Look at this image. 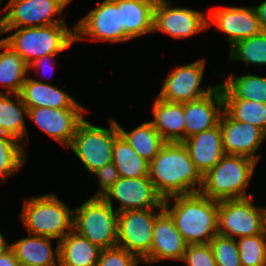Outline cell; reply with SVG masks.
Instances as JSON below:
<instances>
[{
	"label": "cell",
	"instance_id": "cell-1",
	"mask_svg": "<svg viewBox=\"0 0 266 266\" xmlns=\"http://www.w3.org/2000/svg\"><path fill=\"white\" fill-rule=\"evenodd\" d=\"M149 178L163 199L197 193L202 185V175L182 142H166L161 147L149 162Z\"/></svg>",
	"mask_w": 266,
	"mask_h": 266
},
{
	"label": "cell",
	"instance_id": "cell-2",
	"mask_svg": "<svg viewBox=\"0 0 266 266\" xmlns=\"http://www.w3.org/2000/svg\"><path fill=\"white\" fill-rule=\"evenodd\" d=\"M163 206L188 245L207 244L218 234V201L197 192L165 198Z\"/></svg>",
	"mask_w": 266,
	"mask_h": 266
},
{
	"label": "cell",
	"instance_id": "cell-3",
	"mask_svg": "<svg viewBox=\"0 0 266 266\" xmlns=\"http://www.w3.org/2000/svg\"><path fill=\"white\" fill-rule=\"evenodd\" d=\"M256 164V161L246 156L225 154L202 176L199 192L216 201L250 197L246 188Z\"/></svg>",
	"mask_w": 266,
	"mask_h": 266
},
{
	"label": "cell",
	"instance_id": "cell-4",
	"mask_svg": "<svg viewBox=\"0 0 266 266\" xmlns=\"http://www.w3.org/2000/svg\"><path fill=\"white\" fill-rule=\"evenodd\" d=\"M73 210L55 194L26 199L20 219L29 234L60 241L73 229Z\"/></svg>",
	"mask_w": 266,
	"mask_h": 266
},
{
	"label": "cell",
	"instance_id": "cell-5",
	"mask_svg": "<svg viewBox=\"0 0 266 266\" xmlns=\"http://www.w3.org/2000/svg\"><path fill=\"white\" fill-rule=\"evenodd\" d=\"M1 38L29 65L35 59L48 54H59L75 42V27L54 24L39 27L16 28Z\"/></svg>",
	"mask_w": 266,
	"mask_h": 266
},
{
	"label": "cell",
	"instance_id": "cell-6",
	"mask_svg": "<svg viewBox=\"0 0 266 266\" xmlns=\"http://www.w3.org/2000/svg\"><path fill=\"white\" fill-rule=\"evenodd\" d=\"M118 212L102 197H90L73 210V230L100 249L117 246Z\"/></svg>",
	"mask_w": 266,
	"mask_h": 266
},
{
	"label": "cell",
	"instance_id": "cell-7",
	"mask_svg": "<svg viewBox=\"0 0 266 266\" xmlns=\"http://www.w3.org/2000/svg\"><path fill=\"white\" fill-rule=\"evenodd\" d=\"M120 134L117 121L111 118L110 128L91 124L84 119L70 145L89 173L112 163L115 138Z\"/></svg>",
	"mask_w": 266,
	"mask_h": 266
},
{
	"label": "cell",
	"instance_id": "cell-8",
	"mask_svg": "<svg viewBox=\"0 0 266 266\" xmlns=\"http://www.w3.org/2000/svg\"><path fill=\"white\" fill-rule=\"evenodd\" d=\"M73 0H9L0 19V35L16 28L39 27L66 24L61 15L67 4ZM7 12V13H6Z\"/></svg>",
	"mask_w": 266,
	"mask_h": 266
},
{
	"label": "cell",
	"instance_id": "cell-9",
	"mask_svg": "<svg viewBox=\"0 0 266 266\" xmlns=\"http://www.w3.org/2000/svg\"><path fill=\"white\" fill-rule=\"evenodd\" d=\"M250 197L218 201V234L235 238L261 234L265 207L255 206ZM235 236V237H234Z\"/></svg>",
	"mask_w": 266,
	"mask_h": 266
},
{
	"label": "cell",
	"instance_id": "cell-10",
	"mask_svg": "<svg viewBox=\"0 0 266 266\" xmlns=\"http://www.w3.org/2000/svg\"><path fill=\"white\" fill-rule=\"evenodd\" d=\"M154 209L128 210L118 213L117 246L142 261L150 252L157 215Z\"/></svg>",
	"mask_w": 266,
	"mask_h": 266
},
{
	"label": "cell",
	"instance_id": "cell-11",
	"mask_svg": "<svg viewBox=\"0 0 266 266\" xmlns=\"http://www.w3.org/2000/svg\"><path fill=\"white\" fill-rule=\"evenodd\" d=\"M74 27L75 42L86 40L87 36L89 41L116 43L130 40L121 27V8L117 7V0H104Z\"/></svg>",
	"mask_w": 266,
	"mask_h": 266
},
{
	"label": "cell",
	"instance_id": "cell-12",
	"mask_svg": "<svg viewBox=\"0 0 266 266\" xmlns=\"http://www.w3.org/2000/svg\"><path fill=\"white\" fill-rule=\"evenodd\" d=\"M102 198L113 207L112 198L120 201L115 210L164 209L163 197L156 191L149 176L138 178L120 177Z\"/></svg>",
	"mask_w": 266,
	"mask_h": 266
},
{
	"label": "cell",
	"instance_id": "cell-13",
	"mask_svg": "<svg viewBox=\"0 0 266 266\" xmlns=\"http://www.w3.org/2000/svg\"><path fill=\"white\" fill-rule=\"evenodd\" d=\"M168 0H157L153 10V32L159 31L181 39L208 28V18L202 12L172 7Z\"/></svg>",
	"mask_w": 266,
	"mask_h": 266
},
{
	"label": "cell",
	"instance_id": "cell-14",
	"mask_svg": "<svg viewBox=\"0 0 266 266\" xmlns=\"http://www.w3.org/2000/svg\"><path fill=\"white\" fill-rule=\"evenodd\" d=\"M204 67L205 59L176 67L167 75L157 98L167 102L187 103L208 95L216 86L200 88Z\"/></svg>",
	"mask_w": 266,
	"mask_h": 266
},
{
	"label": "cell",
	"instance_id": "cell-15",
	"mask_svg": "<svg viewBox=\"0 0 266 266\" xmlns=\"http://www.w3.org/2000/svg\"><path fill=\"white\" fill-rule=\"evenodd\" d=\"M224 154L241 155L258 162L256 152L266 134L258 127L234 120L225 110L219 119Z\"/></svg>",
	"mask_w": 266,
	"mask_h": 266
},
{
	"label": "cell",
	"instance_id": "cell-16",
	"mask_svg": "<svg viewBox=\"0 0 266 266\" xmlns=\"http://www.w3.org/2000/svg\"><path fill=\"white\" fill-rule=\"evenodd\" d=\"M86 111V108L37 107L28 109L27 116L48 136L69 146Z\"/></svg>",
	"mask_w": 266,
	"mask_h": 266
},
{
	"label": "cell",
	"instance_id": "cell-17",
	"mask_svg": "<svg viewBox=\"0 0 266 266\" xmlns=\"http://www.w3.org/2000/svg\"><path fill=\"white\" fill-rule=\"evenodd\" d=\"M209 18L208 28L214 23L216 29L227 35L230 47L263 31L253 7L214 8L211 9Z\"/></svg>",
	"mask_w": 266,
	"mask_h": 266
},
{
	"label": "cell",
	"instance_id": "cell-18",
	"mask_svg": "<svg viewBox=\"0 0 266 266\" xmlns=\"http://www.w3.org/2000/svg\"><path fill=\"white\" fill-rule=\"evenodd\" d=\"M187 245L173 218L165 209H160L154 224L151 250L141 262L152 264L164 259L181 261Z\"/></svg>",
	"mask_w": 266,
	"mask_h": 266
},
{
	"label": "cell",
	"instance_id": "cell-19",
	"mask_svg": "<svg viewBox=\"0 0 266 266\" xmlns=\"http://www.w3.org/2000/svg\"><path fill=\"white\" fill-rule=\"evenodd\" d=\"M224 111L221 86L195 101L184 103L185 139L215 127Z\"/></svg>",
	"mask_w": 266,
	"mask_h": 266
},
{
	"label": "cell",
	"instance_id": "cell-20",
	"mask_svg": "<svg viewBox=\"0 0 266 266\" xmlns=\"http://www.w3.org/2000/svg\"><path fill=\"white\" fill-rule=\"evenodd\" d=\"M182 143L202 176L225 155L219 123L215 127L185 139Z\"/></svg>",
	"mask_w": 266,
	"mask_h": 266
},
{
	"label": "cell",
	"instance_id": "cell-21",
	"mask_svg": "<svg viewBox=\"0 0 266 266\" xmlns=\"http://www.w3.org/2000/svg\"><path fill=\"white\" fill-rule=\"evenodd\" d=\"M19 95L28 109L37 107L84 108L63 90L28 76Z\"/></svg>",
	"mask_w": 266,
	"mask_h": 266
},
{
	"label": "cell",
	"instance_id": "cell-22",
	"mask_svg": "<svg viewBox=\"0 0 266 266\" xmlns=\"http://www.w3.org/2000/svg\"><path fill=\"white\" fill-rule=\"evenodd\" d=\"M10 244L20 265L30 266H59V241L55 250L52 249L53 238L28 234Z\"/></svg>",
	"mask_w": 266,
	"mask_h": 266
},
{
	"label": "cell",
	"instance_id": "cell-23",
	"mask_svg": "<svg viewBox=\"0 0 266 266\" xmlns=\"http://www.w3.org/2000/svg\"><path fill=\"white\" fill-rule=\"evenodd\" d=\"M154 120L149 121L165 142L185 140L184 103L167 102L156 97Z\"/></svg>",
	"mask_w": 266,
	"mask_h": 266
},
{
	"label": "cell",
	"instance_id": "cell-24",
	"mask_svg": "<svg viewBox=\"0 0 266 266\" xmlns=\"http://www.w3.org/2000/svg\"><path fill=\"white\" fill-rule=\"evenodd\" d=\"M157 0H117L121 27L131 40L153 32V10Z\"/></svg>",
	"mask_w": 266,
	"mask_h": 266
},
{
	"label": "cell",
	"instance_id": "cell-25",
	"mask_svg": "<svg viewBox=\"0 0 266 266\" xmlns=\"http://www.w3.org/2000/svg\"><path fill=\"white\" fill-rule=\"evenodd\" d=\"M101 249L71 230L59 241V266H96Z\"/></svg>",
	"mask_w": 266,
	"mask_h": 266
},
{
	"label": "cell",
	"instance_id": "cell-26",
	"mask_svg": "<svg viewBox=\"0 0 266 266\" xmlns=\"http://www.w3.org/2000/svg\"><path fill=\"white\" fill-rule=\"evenodd\" d=\"M223 99H244L266 104V77L229 75L220 83Z\"/></svg>",
	"mask_w": 266,
	"mask_h": 266
},
{
	"label": "cell",
	"instance_id": "cell-27",
	"mask_svg": "<svg viewBox=\"0 0 266 266\" xmlns=\"http://www.w3.org/2000/svg\"><path fill=\"white\" fill-rule=\"evenodd\" d=\"M0 84L7 89L0 93L19 94L26 80L29 65L7 43L0 39Z\"/></svg>",
	"mask_w": 266,
	"mask_h": 266
},
{
	"label": "cell",
	"instance_id": "cell-28",
	"mask_svg": "<svg viewBox=\"0 0 266 266\" xmlns=\"http://www.w3.org/2000/svg\"><path fill=\"white\" fill-rule=\"evenodd\" d=\"M9 95H14L17 102L9 98ZM24 114H28V108L22 102L19 94L0 93V134L25 142L24 137L28 135Z\"/></svg>",
	"mask_w": 266,
	"mask_h": 266
},
{
	"label": "cell",
	"instance_id": "cell-29",
	"mask_svg": "<svg viewBox=\"0 0 266 266\" xmlns=\"http://www.w3.org/2000/svg\"><path fill=\"white\" fill-rule=\"evenodd\" d=\"M118 124L119 132L133 150L147 162H150L166 143L150 122H144L132 131H125Z\"/></svg>",
	"mask_w": 266,
	"mask_h": 266
},
{
	"label": "cell",
	"instance_id": "cell-30",
	"mask_svg": "<svg viewBox=\"0 0 266 266\" xmlns=\"http://www.w3.org/2000/svg\"><path fill=\"white\" fill-rule=\"evenodd\" d=\"M112 162L116 166L120 177L149 176V162L140 157L121 134L115 138Z\"/></svg>",
	"mask_w": 266,
	"mask_h": 266
},
{
	"label": "cell",
	"instance_id": "cell-31",
	"mask_svg": "<svg viewBox=\"0 0 266 266\" xmlns=\"http://www.w3.org/2000/svg\"><path fill=\"white\" fill-rule=\"evenodd\" d=\"M224 110L236 121L260 128L266 134V104L244 99H223Z\"/></svg>",
	"mask_w": 266,
	"mask_h": 266
},
{
	"label": "cell",
	"instance_id": "cell-32",
	"mask_svg": "<svg viewBox=\"0 0 266 266\" xmlns=\"http://www.w3.org/2000/svg\"><path fill=\"white\" fill-rule=\"evenodd\" d=\"M230 61L241 60L255 66L266 65V31L234 43L230 47Z\"/></svg>",
	"mask_w": 266,
	"mask_h": 266
},
{
	"label": "cell",
	"instance_id": "cell-33",
	"mask_svg": "<svg viewBox=\"0 0 266 266\" xmlns=\"http://www.w3.org/2000/svg\"><path fill=\"white\" fill-rule=\"evenodd\" d=\"M24 146L15 138L0 134V179L3 181L26 163Z\"/></svg>",
	"mask_w": 266,
	"mask_h": 266
},
{
	"label": "cell",
	"instance_id": "cell-34",
	"mask_svg": "<svg viewBox=\"0 0 266 266\" xmlns=\"http://www.w3.org/2000/svg\"><path fill=\"white\" fill-rule=\"evenodd\" d=\"M238 239L242 266H266V241L262 234Z\"/></svg>",
	"mask_w": 266,
	"mask_h": 266
},
{
	"label": "cell",
	"instance_id": "cell-35",
	"mask_svg": "<svg viewBox=\"0 0 266 266\" xmlns=\"http://www.w3.org/2000/svg\"><path fill=\"white\" fill-rule=\"evenodd\" d=\"M236 239L216 234L209 242L216 266H242Z\"/></svg>",
	"mask_w": 266,
	"mask_h": 266
},
{
	"label": "cell",
	"instance_id": "cell-36",
	"mask_svg": "<svg viewBox=\"0 0 266 266\" xmlns=\"http://www.w3.org/2000/svg\"><path fill=\"white\" fill-rule=\"evenodd\" d=\"M141 261L124 248L101 249L96 266H138Z\"/></svg>",
	"mask_w": 266,
	"mask_h": 266
},
{
	"label": "cell",
	"instance_id": "cell-37",
	"mask_svg": "<svg viewBox=\"0 0 266 266\" xmlns=\"http://www.w3.org/2000/svg\"><path fill=\"white\" fill-rule=\"evenodd\" d=\"M181 261L188 266H216L213 251L209 243L189 244Z\"/></svg>",
	"mask_w": 266,
	"mask_h": 266
},
{
	"label": "cell",
	"instance_id": "cell-38",
	"mask_svg": "<svg viewBox=\"0 0 266 266\" xmlns=\"http://www.w3.org/2000/svg\"><path fill=\"white\" fill-rule=\"evenodd\" d=\"M92 175H95L99 179L100 187L94 197H102L104 193L107 192L120 178L118 170L113 162L97 169L92 173Z\"/></svg>",
	"mask_w": 266,
	"mask_h": 266
},
{
	"label": "cell",
	"instance_id": "cell-39",
	"mask_svg": "<svg viewBox=\"0 0 266 266\" xmlns=\"http://www.w3.org/2000/svg\"><path fill=\"white\" fill-rule=\"evenodd\" d=\"M0 266H20V262L10 247L0 255Z\"/></svg>",
	"mask_w": 266,
	"mask_h": 266
},
{
	"label": "cell",
	"instance_id": "cell-40",
	"mask_svg": "<svg viewBox=\"0 0 266 266\" xmlns=\"http://www.w3.org/2000/svg\"><path fill=\"white\" fill-rule=\"evenodd\" d=\"M56 55H58V54H48V55H45L43 57L35 59L33 62H31L29 64V70L31 68L32 69L35 68L36 70L37 69H41L42 70V68H45L47 66L46 64H50V67H51V62H48V60L50 61V59H54L56 57Z\"/></svg>",
	"mask_w": 266,
	"mask_h": 266
},
{
	"label": "cell",
	"instance_id": "cell-41",
	"mask_svg": "<svg viewBox=\"0 0 266 266\" xmlns=\"http://www.w3.org/2000/svg\"><path fill=\"white\" fill-rule=\"evenodd\" d=\"M263 31H266V0L253 7Z\"/></svg>",
	"mask_w": 266,
	"mask_h": 266
},
{
	"label": "cell",
	"instance_id": "cell-42",
	"mask_svg": "<svg viewBox=\"0 0 266 266\" xmlns=\"http://www.w3.org/2000/svg\"><path fill=\"white\" fill-rule=\"evenodd\" d=\"M10 247L4 239L3 234L0 232V255Z\"/></svg>",
	"mask_w": 266,
	"mask_h": 266
},
{
	"label": "cell",
	"instance_id": "cell-43",
	"mask_svg": "<svg viewBox=\"0 0 266 266\" xmlns=\"http://www.w3.org/2000/svg\"><path fill=\"white\" fill-rule=\"evenodd\" d=\"M261 234L263 235L265 241H266V208L264 209V213L262 216V228H261Z\"/></svg>",
	"mask_w": 266,
	"mask_h": 266
}]
</instances>
